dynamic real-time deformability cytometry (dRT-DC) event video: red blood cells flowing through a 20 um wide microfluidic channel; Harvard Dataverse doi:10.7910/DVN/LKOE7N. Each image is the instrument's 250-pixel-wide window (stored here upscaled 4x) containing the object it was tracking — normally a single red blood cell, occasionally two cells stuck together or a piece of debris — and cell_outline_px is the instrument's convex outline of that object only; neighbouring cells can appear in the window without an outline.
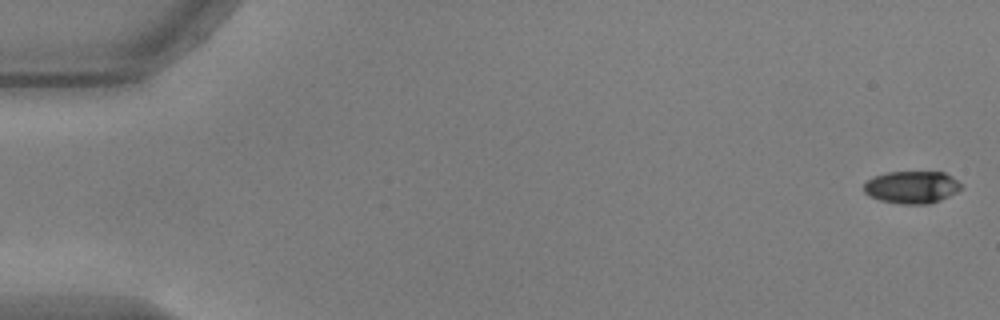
{"species": "common noctule bat (a hibernating species)", "species_latin": "Nyctalus noctula", "temperature_condition": "warm", "stored_images_in_passage": 10, "camera_frame_rate_fps": 3000, "um_per_image_px": 0.085, "animal": {"sex": "male", "body_mass_g": 17.9, "forearm_length_mm": 54.2}, "frame": {"image": 1, "passage_image": 1, "time_ms": 0.0, "image_size_px": [1000, 320], "cell_outline_px": [[960, 188], [956, 192], [940, 200], [928, 204], [900, 204], [880, 200], [868, 196], [864, 192], [864, 184], [872, 176], [888, 172], [944, 172], [952, 176], [960, 184]], "centroid_in_image_um": [77.46, 15.91], "position_along_channel_um": 7.5, "area_um2": 18.32}}